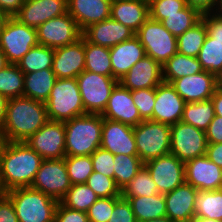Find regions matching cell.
<instances>
[{
    "mask_svg": "<svg viewBox=\"0 0 222 222\" xmlns=\"http://www.w3.org/2000/svg\"><path fill=\"white\" fill-rule=\"evenodd\" d=\"M42 161L26 142H6L0 159V181L4 191L31 187Z\"/></svg>",
    "mask_w": 222,
    "mask_h": 222,
    "instance_id": "cell-1",
    "label": "cell"
},
{
    "mask_svg": "<svg viewBox=\"0 0 222 222\" xmlns=\"http://www.w3.org/2000/svg\"><path fill=\"white\" fill-rule=\"evenodd\" d=\"M48 121L44 102L24 96L8 99L2 133L7 142H25Z\"/></svg>",
    "mask_w": 222,
    "mask_h": 222,
    "instance_id": "cell-2",
    "label": "cell"
},
{
    "mask_svg": "<svg viewBox=\"0 0 222 222\" xmlns=\"http://www.w3.org/2000/svg\"><path fill=\"white\" fill-rule=\"evenodd\" d=\"M64 124L66 156L91 155L101 146V114H85L67 120Z\"/></svg>",
    "mask_w": 222,
    "mask_h": 222,
    "instance_id": "cell-3",
    "label": "cell"
},
{
    "mask_svg": "<svg viewBox=\"0 0 222 222\" xmlns=\"http://www.w3.org/2000/svg\"><path fill=\"white\" fill-rule=\"evenodd\" d=\"M19 222H53L58 201L32 187L15 188L5 194Z\"/></svg>",
    "mask_w": 222,
    "mask_h": 222,
    "instance_id": "cell-4",
    "label": "cell"
},
{
    "mask_svg": "<svg viewBox=\"0 0 222 222\" xmlns=\"http://www.w3.org/2000/svg\"><path fill=\"white\" fill-rule=\"evenodd\" d=\"M45 104L52 121L65 122L87 114L76 78H57Z\"/></svg>",
    "mask_w": 222,
    "mask_h": 222,
    "instance_id": "cell-5",
    "label": "cell"
},
{
    "mask_svg": "<svg viewBox=\"0 0 222 222\" xmlns=\"http://www.w3.org/2000/svg\"><path fill=\"white\" fill-rule=\"evenodd\" d=\"M171 126L143 120L134 127L137 154L143 163L170 153Z\"/></svg>",
    "mask_w": 222,
    "mask_h": 222,
    "instance_id": "cell-6",
    "label": "cell"
},
{
    "mask_svg": "<svg viewBox=\"0 0 222 222\" xmlns=\"http://www.w3.org/2000/svg\"><path fill=\"white\" fill-rule=\"evenodd\" d=\"M135 36L143 45L146 56L151 57L161 66L177 53V38L160 21L149 17Z\"/></svg>",
    "mask_w": 222,
    "mask_h": 222,
    "instance_id": "cell-7",
    "label": "cell"
},
{
    "mask_svg": "<svg viewBox=\"0 0 222 222\" xmlns=\"http://www.w3.org/2000/svg\"><path fill=\"white\" fill-rule=\"evenodd\" d=\"M37 45V30L14 17H10L0 31V48L9 64L17 65L21 58Z\"/></svg>",
    "mask_w": 222,
    "mask_h": 222,
    "instance_id": "cell-8",
    "label": "cell"
},
{
    "mask_svg": "<svg viewBox=\"0 0 222 222\" xmlns=\"http://www.w3.org/2000/svg\"><path fill=\"white\" fill-rule=\"evenodd\" d=\"M82 103L87 114H102L111 91L118 81L109 76L84 70L76 77Z\"/></svg>",
    "mask_w": 222,
    "mask_h": 222,
    "instance_id": "cell-9",
    "label": "cell"
},
{
    "mask_svg": "<svg viewBox=\"0 0 222 222\" xmlns=\"http://www.w3.org/2000/svg\"><path fill=\"white\" fill-rule=\"evenodd\" d=\"M170 133V153L183 163L206 155L208 142L204 131L180 121L171 125Z\"/></svg>",
    "mask_w": 222,
    "mask_h": 222,
    "instance_id": "cell-10",
    "label": "cell"
},
{
    "mask_svg": "<svg viewBox=\"0 0 222 222\" xmlns=\"http://www.w3.org/2000/svg\"><path fill=\"white\" fill-rule=\"evenodd\" d=\"M72 186L65 159H43L31 187L58 202Z\"/></svg>",
    "mask_w": 222,
    "mask_h": 222,
    "instance_id": "cell-11",
    "label": "cell"
},
{
    "mask_svg": "<svg viewBox=\"0 0 222 222\" xmlns=\"http://www.w3.org/2000/svg\"><path fill=\"white\" fill-rule=\"evenodd\" d=\"M36 30L38 44L53 49L72 44L82 37V31L68 12L46 21Z\"/></svg>",
    "mask_w": 222,
    "mask_h": 222,
    "instance_id": "cell-12",
    "label": "cell"
},
{
    "mask_svg": "<svg viewBox=\"0 0 222 222\" xmlns=\"http://www.w3.org/2000/svg\"><path fill=\"white\" fill-rule=\"evenodd\" d=\"M158 192L166 194L185 183V163L174 154H166L144 163Z\"/></svg>",
    "mask_w": 222,
    "mask_h": 222,
    "instance_id": "cell-13",
    "label": "cell"
},
{
    "mask_svg": "<svg viewBox=\"0 0 222 222\" xmlns=\"http://www.w3.org/2000/svg\"><path fill=\"white\" fill-rule=\"evenodd\" d=\"M25 142L43 159L64 158L65 124L49 120Z\"/></svg>",
    "mask_w": 222,
    "mask_h": 222,
    "instance_id": "cell-14",
    "label": "cell"
},
{
    "mask_svg": "<svg viewBox=\"0 0 222 222\" xmlns=\"http://www.w3.org/2000/svg\"><path fill=\"white\" fill-rule=\"evenodd\" d=\"M185 182L201 191L222 189V169L206 155L185 163Z\"/></svg>",
    "mask_w": 222,
    "mask_h": 222,
    "instance_id": "cell-15",
    "label": "cell"
},
{
    "mask_svg": "<svg viewBox=\"0 0 222 222\" xmlns=\"http://www.w3.org/2000/svg\"><path fill=\"white\" fill-rule=\"evenodd\" d=\"M68 12L67 0H24L13 16L19 22L37 29L46 21Z\"/></svg>",
    "mask_w": 222,
    "mask_h": 222,
    "instance_id": "cell-16",
    "label": "cell"
},
{
    "mask_svg": "<svg viewBox=\"0 0 222 222\" xmlns=\"http://www.w3.org/2000/svg\"><path fill=\"white\" fill-rule=\"evenodd\" d=\"M101 116L132 127L143 121L134 104L131 91L123 87L119 82L111 91L110 98Z\"/></svg>",
    "mask_w": 222,
    "mask_h": 222,
    "instance_id": "cell-17",
    "label": "cell"
},
{
    "mask_svg": "<svg viewBox=\"0 0 222 222\" xmlns=\"http://www.w3.org/2000/svg\"><path fill=\"white\" fill-rule=\"evenodd\" d=\"M186 103L211 100L217 90V76L208 71L184 76L171 83Z\"/></svg>",
    "mask_w": 222,
    "mask_h": 222,
    "instance_id": "cell-18",
    "label": "cell"
},
{
    "mask_svg": "<svg viewBox=\"0 0 222 222\" xmlns=\"http://www.w3.org/2000/svg\"><path fill=\"white\" fill-rule=\"evenodd\" d=\"M85 38L54 49L52 70L57 78H76L85 70Z\"/></svg>",
    "mask_w": 222,
    "mask_h": 222,
    "instance_id": "cell-19",
    "label": "cell"
},
{
    "mask_svg": "<svg viewBox=\"0 0 222 222\" xmlns=\"http://www.w3.org/2000/svg\"><path fill=\"white\" fill-rule=\"evenodd\" d=\"M186 102L171 83L162 81L156 87L153 121L174 125L181 121Z\"/></svg>",
    "mask_w": 222,
    "mask_h": 222,
    "instance_id": "cell-20",
    "label": "cell"
},
{
    "mask_svg": "<svg viewBox=\"0 0 222 222\" xmlns=\"http://www.w3.org/2000/svg\"><path fill=\"white\" fill-rule=\"evenodd\" d=\"M100 147L114 155H138L134 127L103 118Z\"/></svg>",
    "mask_w": 222,
    "mask_h": 222,
    "instance_id": "cell-21",
    "label": "cell"
},
{
    "mask_svg": "<svg viewBox=\"0 0 222 222\" xmlns=\"http://www.w3.org/2000/svg\"><path fill=\"white\" fill-rule=\"evenodd\" d=\"M82 36L88 42L111 48L123 41L132 39L135 32L110 17L85 28L82 31Z\"/></svg>",
    "mask_w": 222,
    "mask_h": 222,
    "instance_id": "cell-22",
    "label": "cell"
},
{
    "mask_svg": "<svg viewBox=\"0 0 222 222\" xmlns=\"http://www.w3.org/2000/svg\"><path fill=\"white\" fill-rule=\"evenodd\" d=\"M198 190L183 183L172 192L164 194L166 216L174 222H191L195 217V198Z\"/></svg>",
    "mask_w": 222,
    "mask_h": 222,
    "instance_id": "cell-23",
    "label": "cell"
},
{
    "mask_svg": "<svg viewBox=\"0 0 222 222\" xmlns=\"http://www.w3.org/2000/svg\"><path fill=\"white\" fill-rule=\"evenodd\" d=\"M162 81V66L151 57L145 56L118 82L133 91L156 88Z\"/></svg>",
    "mask_w": 222,
    "mask_h": 222,
    "instance_id": "cell-24",
    "label": "cell"
},
{
    "mask_svg": "<svg viewBox=\"0 0 222 222\" xmlns=\"http://www.w3.org/2000/svg\"><path fill=\"white\" fill-rule=\"evenodd\" d=\"M111 4L109 0H67L68 13L81 31L91 24L110 18Z\"/></svg>",
    "mask_w": 222,
    "mask_h": 222,
    "instance_id": "cell-25",
    "label": "cell"
},
{
    "mask_svg": "<svg viewBox=\"0 0 222 222\" xmlns=\"http://www.w3.org/2000/svg\"><path fill=\"white\" fill-rule=\"evenodd\" d=\"M145 56V49L136 36L111 47L112 77L119 81Z\"/></svg>",
    "mask_w": 222,
    "mask_h": 222,
    "instance_id": "cell-26",
    "label": "cell"
},
{
    "mask_svg": "<svg viewBox=\"0 0 222 222\" xmlns=\"http://www.w3.org/2000/svg\"><path fill=\"white\" fill-rule=\"evenodd\" d=\"M110 17L136 33L149 18V1L120 0L113 2Z\"/></svg>",
    "mask_w": 222,
    "mask_h": 222,
    "instance_id": "cell-27",
    "label": "cell"
},
{
    "mask_svg": "<svg viewBox=\"0 0 222 222\" xmlns=\"http://www.w3.org/2000/svg\"><path fill=\"white\" fill-rule=\"evenodd\" d=\"M56 79L57 77L52 69L24 74L23 96L45 103Z\"/></svg>",
    "mask_w": 222,
    "mask_h": 222,
    "instance_id": "cell-28",
    "label": "cell"
},
{
    "mask_svg": "<svg viewBox=\"0 0 222 222\" xmlns=\"http://www.w3.org/2000/svg\"><path fill=\"white\" fill-rule=\"evenodd\" d=\"M129 201L137 222L166 217L164 194L152 196L123 197Z\"/></svg>",
    "mask_w": 222,
    "mask_h": 222,
    "instance_id": "cell-29",
    "label": "cell"
},
{
    "mask_svg": "<svg viewBox=\"0 0 222 222\" xmlns=\"http://www.w3.org/2000/svg\"><path fill=\"white\" fill-rule=\"evenodd\" d=\"M203 71L197 58L175 53L162 66L163 81L172 83L174 80L194 75Z\"/></svg>",
    "mask_w": 222,
    "mask_h": 222,
    "instance_id": "cell-30",
    "label": "cell"
},
{
    "mask_svg": "<svg viewBox=\"0 0 222 222\" xmlns=\"http://www.w3.org/2000/svg\"><path fill=\"white\" fill-rule=\"evenodd\" d=\"M85 70L112 77L110 48L88 42L85 39Z\"/></svg>",
    "mask_w": 222,
    "mask_h": 222,
    "instance_id": "cell-31",
    "label": "cell"
},
{
    "mask_svg": "<svg viewBox=\"0 0 222 222\" xmlns=\"http://www.w3.org/2000/svg\"><path fill=\"white\" fill-rule=\"evenodd\" d=\"M214 117V104L211 100H207L186 103L181 121L205 132Z\"/></svg>",
    "mask_w": 222,
    "mask_h": 222,
    "instance_id": "cell-32",
    "label": "cell"
},
{
    "mask_svg": "<svg viewBox=\"0 0 222 222\" xmlns=\"http://www.w3.org/2000/svg\"><path fill=\"white\" fill-rule=\"evenodd\" d=\"M195 217L222 221V189L198 190L195 198Z\"/></svg>",
    "mask_w": 222,
    "mask_h": 222,
    "instance_id": "cell-33",
    "label": "cell"
},
{
    "mask_svg": "<svg viewBox=\"0 0 222 222\" xmlns=\"http://www.w3.org/2000/svg\"><path fill=\"white\" fill-rule=\"evenodd\" d=\"M54 49L43 45L32 47L17 63L18 68L24 73L52 69Z\"/></svg>",
    "mask_w": 222,
    "mask_h": 222,
    "instance_id": "cell-34",
    "label": "cell"
},
{
    "mask_svg": "<svg viewBox=\"0 0 222 222\" xmlns=\"http://www.w3.org/2000/svg\"><path fill=\"white\" fill-rule=\"evenodd\" d=\"M207 36V28L201 19L197 24L177 37V52L197 58Z\"/></svg>",
    "mask_w": 222,
    "mask_h": 222,
    "instance_id": "cell-35",
    "label": "cell"
},
{
    "mask_svg": "<svg viewBox=\"0 0 222 222\" xmlns=\"http://www.w3.org/2000/svg\"><path fill=\"white\" fill-rule=\"evenodd\" d=\"M99 197L86 184H73L60 203L70 209L87 212Z\"/></svg>",
    "mask_w": 222,
    "mask_h": 222,
    "instance_id": "cell-36",
    "label": "cell"
},
{
    "mask_svg": "<svg viewBox=\"0 0 222 222\" xmlns=\"http://www.w3.org/2000/svg\"><path fill=\"white\" fill-rule=\"evenodd\" d=\"M201 18L202 14L197 9L187 5L177 14L168 15V18L162 20L161 24L177 38L197 24Z\"/></svg>",
    "mask_w": 222,
    "mask_h": 222,
    "instance_id": "cell-37",
    "label": "cell"
},
{
    "mask_svg": "<svg viewBox=\"0 0 222 222\" xmlns=\"http://www.w3.org/2000/svg\"><path fill=\"white\" fill-rule=\"evenodd\" d=\"M204 71L216 76L222 73V41H213L207 34L197 56Z\"/></svg>",
    "mask_w": 222,
    "mask_h": 222,
    "instance_id": "cell-38",
    "label": "cell"
},
{
    "mask_svg": "<svg viewBox=\"0 0 222 222\" xmlns=\"http://www.w3.org/2000/svg\"><path fill=\"white\" fill-rule=\"evenodd\" d=\"M114 180L122 190L137 174L144 163L138 155H114Z\"/></svg>",
    "mask_w": 222,
    "mask_h": 222,
    "instance_id": "cell-39",
    "label": "cell"
},
{
    "mask_svg": "<svg viewBox=\"0 0 222 222\" xmlns=\"http://www.w3.org/2000/svg\"><path fill=\"white\" fill-rule=\"evenodd\" d=\"M24 73L15 64L0 70V94L7 99L23 96Z\"/></svg>",
    "mask_w": 222,
    "mask_h": 222,
    "instance_id": "cell-40",
    "label": "cell"
},
{
    "mask_svg": "<svg viewBox=\"0 0 222 222\" xmlns=\"http://www.w3.org/2000/svg\"><path fill=\"white\" fill-rule=\"evenodd\" d=\"M157 193H159L157 185L144 165L121 190L122 197L152 196Z\"/></svg>",
    "mask_w": 222,
    "mask_h": 222,
    "instance_id": "cell-41",
    "label": "cell"
},
{
    "mask_svg": "<svg viewBox=\"0 0 222 222\" xmlns=\"http://www.w3.org/2000/svg\"><path fill=\"white\" fill-rule=\"evenodd\" d=\"M64 159L71 184L86 183L93 173L91 155L65 156Z\"/></svg>",
    "mask_w": 222,
    "mask_h": 222,
    "instance_id": "cell-42",
    "label": "cell"
},
{
    "mask_svg": "<svg viewBox=\"0 0 222 222\" xmlns=\"http://www.w3.org/2000/svg\"><path fill=\"white\" fill-rule=\"evenodd\" d=\"M86 184L95 192L99 198L119 197L121 190L114 178L107 177L99 172L93 171Z\"/></svg>",
    "mask_w": 222,
    "mask_h": 222,
    "instance_id": "cell-43",
    "label": "cell"
},
{
    "mask_svg": "<svg viewBox=\"0 0 222 222\" xmlns=\"http://www.w3.org/2000/svg\"><path fill=\"white\" fill-rule=\"evenodd\" d=\"M149 17L156 21L168 18V15L177 14L186 6V0H148Z\"/></svg>",
    "mask_w": 222,
    "mask_h": 222,
    "instance_id": "cell-44",
    "label": "cell"
},
{
    "mask_svg": "<svg viewBox=\"0 0 222 222\" xmlns=\"http://www.w3.org/2000/svg\"><path fill=\"white\" fill-rule=\"evenodd\" d=\"M133 101L143 120L153 121L156 88L138 89L131 91Z\"/></svg>",
    "mask_w": 222,
    "mask_h": 222,
    "instance_id": "cell-45",
    "label": "cell"
},
{
    "mask_svg": "<svg viewBox=\"0 0 222 222\" xmlns=\"http://www.w3.org/2000/svg\"><path fill=\"white\" fill-rule=\"evenodd\" d=\"M115 205V197L98 198L88 209L89 222H108Z\"/></svg>",
    "mask_w": 222,
    "mask_h": 222,
    "instance_id": "cell-46",
    "label": "cell"
},
{
    "mask_svg": "<svg viewBox=\"0 0 222 222\" xmlns=\"http://www.w3.org/2000/svg\"><path fill=\"white\" fill-rule=\"evenodd\" d=\"M93 171L114 178V154L101 147L91 154Z\"/></svg>",
    "mask_w": 222,
    "mask_h": 222,
    "instance_id": "cell-47",
    "label": "cell"
},
{
    "mask_svg": "<svg viewBox=\"0 0 222 222\" xmlns=\"http://www.w3.org/2000/svg\"><path fill=\"white\" fill-rule=\"evenodd\" d=\"M108 222H137L129 201L122 196L115 197V205Z\"/></svg>",
    "mask_w": 222,
    "mask_h": 222,
    "instance_id": "cell-48",
    "label": "cell"
},
{
    "mask_svg": "<svg viewBox=\"0 0 222 222\" xmlns=\"http://www.w3.org/2000/svg\"><path fill=\"white\" fill-rule=\"evenodd\" d=\"M56 222H89L87 212L70 209L58 202L55 210Z\"/></svg>",
    "mask_w": 222,
    "mask_h": 222,
    "instance_id": "cell-49",
    "label": "cell"
},
{
    "mask_svg": "<svg viewBox=\"0 0 222 222\" xmlns=\"http://www.w3.org/2000/svg\"><path fill=\"white\" fill-rule=\"evenodd\" d=\"M207 28V34L213 41H222V18L213 12L202 14L201 18Z\"/></svg>",
    "mask_w": 222,
    "mask_h": 222,
    "instance_id": "cell-50",
    "label": "cell"
},
{
    "mask_svg": "<svg viewBox=\"0 0 222 222\" xmlns=\"http://www.w3.org/2000/svg\"><path fill=\"white\" fill-rule=\"evenodd\" d=\"M208 143H222V117L215 115L205 131Z\"/></svg>",
    "mask_w": 222,
    "mask_h": 222,
    "instance_id": "cell-51",
    "label": "cell"
},
{
    "mask_svg": "<svg viewBox=\"0 0 222 222\" xmlns=\"http://www.w3.org/2000/svg\"><path fill=\"white\" fill-rule=\"evenodd\" d=\"M0 222H19L12 201L6 195L0 199Z\"/></svg>",
    "mask_w": 222,
    "mask_h": 222,
    "instance_id": "cell-52",
    "label": "cell"
},
{
    "mask_svg": "<svg viewBox=\"0 0 222 222\" xmlns=\"http://www.w3.org/2000/svg\"><path fill=\"white\" fill-rule=\"evenodd\" d=\"M187 5L197 9L201 14L214 11L217 0H186Z\"/></svg>",
    "mask_w": 222,
    "mask_h": 222,
    "instance_id": "cell-53",
    "label": "cell"
},
{
    "mask_svg": "<svg viewBox=\"0 0 222 222\" xmlns=\"http://www.w3.org/2000/svg\"><path fill=\"white\" fill-rule=\"evenodd\" d=\"M206 156L222 169V143H208Z\"/></svg>",
    "mask_w": 222,
    "mask_h": 222,
    "instance_id": "cell-54",
    "label": "cell"
},
{
    "mask_svg": "<svg viewBox=\"0 0 222 222\" xmlns=\"http://www.w3.org/2000/svg\"><path fill=\"white\" fill-rule=\"evenodd\" d=\"M23 3L24 0H0V9L5 11L10 17H13Z\"/></svg>",
    "mask_w": 222,
    "mask_h": 222,
    "instance_id": "cell-55",
    "label": "cell"
},
{
    "mask_svg": "<svg viewBox=\"0 0 222 222\" xmlns=\"http://www.w3.org/2000/svg\"><path fill=\"white\" fill-rule=\"evenodd\" d=\"M211 101L214 104L215 115L222 117V93L216 90Z\"/></svg>",
    "mask_w": 222,
    "mask_h": 222,
    "instance_id": "cell-56",
    "label": "cell"
},
{
    "mask_svg": "<svg viewBox=\"0 0 222 222\" xmlns=\"http://www.w3.org/2000/svg\"><path fill=\"white\" fill-rule=\"evenodd\" d=\"M7 102L8 99L2 94H0V133L3 132Z\"/></svg>",
    "mask_w": 222,
    "mask_h": 222,
    "instance_id": "cell-57",
    "label": "cell"
},
{
    "mask_svg": "<svg viewBox=\"0 0 222 222\" xmlns=\"http://www.w3.org/2000/svg\"><path fill=\"white\" fill-rule=\"evenodd\" d=\"M9 18L10 16L5 11L0 9V31L4 28Z\"/></svg>",
    "mask_w": 222,
    "mask_h": 222,
    "instance_id": "cell-58",
    "label": "cell"
},
{
    "mask_svg": "<svg viewBox=\"0 0 222 222\" xmlns=\"http://www.w3.org/2000/svg\"><path fill=\"white\" fill-rule=\"evenodd\" d=\"M7 65H9V62L7 61L4 52L0 48V70L5 68Z\"/></svg>",
    "mask_w": 222,
    "mask_h": 222,
    "instance_id": "cell-59",
    "label": "cell"
},
{
    "mask_svg": "<svg viewBox=\"0 0 222 222\" xmlns=\"http://www.w3.org/2000/svg\"><path fill=\"white\" fill-rule=\"evenodd\" d=\"M213 13L222 18V0H217Z\"/></svg>",
    "mask_w": 222,
    "mask_h": 222,
    "instance_id": "cell-60",
    "label": "cell"
},
{
    "mask_svg": "<svg viewBox=\"0 0 222 222\" xmlns=\"http://www.w3.org/2000/svg\"><path fill=\"white\" fill-rule=\"evenodd\" d=\"M191 222H222V221L208 219V218L194 217V219Z\"/></svg>",
    "mask_w": 222,
    "mask_h": 222,
    "instance_id": "cell-61",
    "label": "cell"
},
{
    "mask_svg": "<svg viewBox=\"0 0 222 222\" xmlns=\"http://www.w3.org/2000/svg\"><path fill=\"white\" fill-rule=\"evenodd\" d=\"M141 222H174L171 219H169L167 216L163 218H157V219H152V220H145Z\"/></svg>",
    "mask_w": 222,
    "mask_h": 222,
    "instance_id": "cell-62",
    "label": "cell"
},
{
    "mask_svg": "<svg viewBox=\"0 0 222 222\" xmlns=\"http://www.w3.org/2000/svg\"><path fill=\"white\" fill-rule=\"evenodd\" d=\"M6 139L3 135V133H0V159H1V154H2V150L4 148V145L6 144Z\"/></svg>",
    "mask_w": 222,
    "mask_h": 222,
    "instance_id": "cell-63",
    "label": "cell"
},
{
    "mask_svg": "<svg viewBox=\"0 0 222 222\" xmlns=\"http://www.w3.org/2000/svg\"><path fill=\"white\" fill-rule=\"evenodd\" d=\"M217 91L222 93V73L217 76Z\"/></svg>",
    "mask_w": 222,
    "mask_h": 222,
    "instance_id": "cell-64",
    "label": "cell"
},
{
    "mask_svg": "<svg viewBox=\"0 0 222 222\" xmlns=\"http://www.w3.org/2000/svg\"><path fill=\"white\" fill-rule=\"evenodd\" d=\"M6 194V192L4 191L1 181H0V199Z\"/></svg>",
    "mask_w": 222,
    "mask_h": 222,
    "instance_id": "cell-65",
    "label": "cell"
},
{
    "mask_svg": "<svg viewBox=\"0 0 222 222\" xmlns=\"http://www.w3.org/2000/svg\"><path fill=\"white\" fill-rule=\"evenodd\" d=\"M111 3L116 2V1H120V0H109Z\"/></svg>",
    "mask_w": 222,
    "mask_h": 222,
    "instance_id": "cell-66",
    "label": "cell"
}]
</instances>
